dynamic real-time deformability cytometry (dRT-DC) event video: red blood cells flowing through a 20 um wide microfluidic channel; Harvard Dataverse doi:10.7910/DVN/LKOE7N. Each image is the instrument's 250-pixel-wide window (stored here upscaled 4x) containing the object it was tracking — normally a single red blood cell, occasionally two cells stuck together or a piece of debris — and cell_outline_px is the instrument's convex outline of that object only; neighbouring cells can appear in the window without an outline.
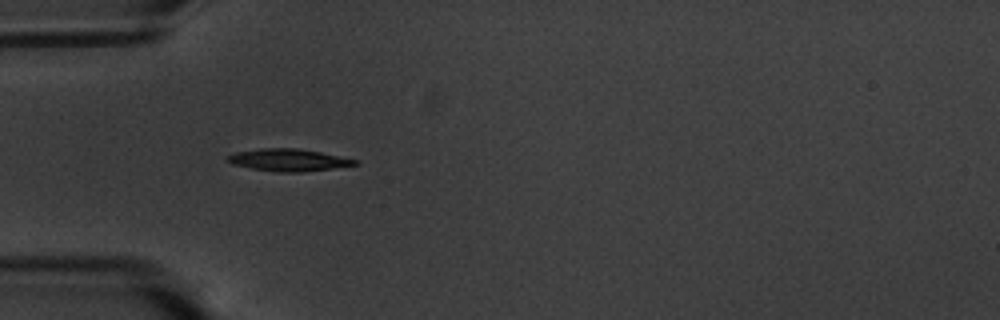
{"species": "common noctule bat (a hibernating species)", "species_latin": "Nyctalus noctula", "temperature_condition": "warm", "stored_images_in_passage": 41, "camera_frame_rate_fps": 3000, "um_per_image_px": 0.085, "animal": {"sex": "male", "body_mass_g": 20.1, "forearm_length_mm": 53.5}, "frame": {"image": 1, "passage_image": 1, "time_ms": 0.0, "image_size_px": [1000, 320], "cell_outline_px": [[360, 164], [304, 172], [276, 172], [252, 168], [232, 164], [224, 160], [224, 156], [236, 152], [260, 148], [296, 148], [320, 152], [360, 160]], "centroid_in_image_um": [24.49, 13.6], "position_along_channel_um": 60.5, "area_um2": 16.65}}
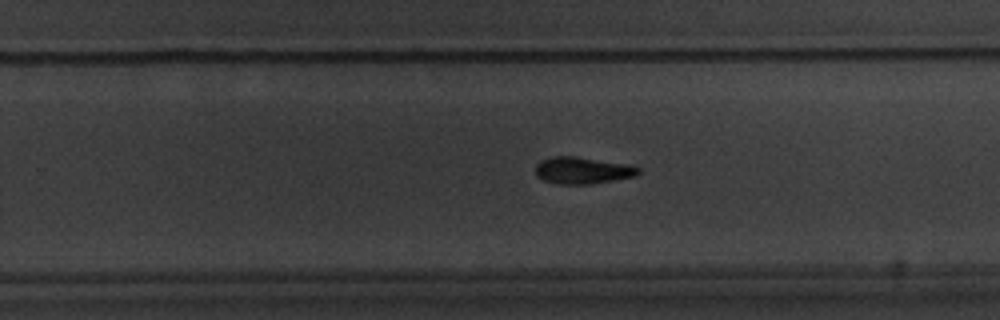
{"frame": {"image": 2, "passage_image": 20, "time_ms": 6.333, "image_size_px": [1000, 320], "cell_outline_px": [[640, 172], [636, 176], [588, 184], [556, 184], [544, 180], [536, 176], [536, 164], [540, 160], [552, 156], [572, 156], [632, 164], [640, 168]], "centroid_in_image_um": [49.52, 14.47], "position_along_channel_um": 280.3, "area_um2": 16.18}}
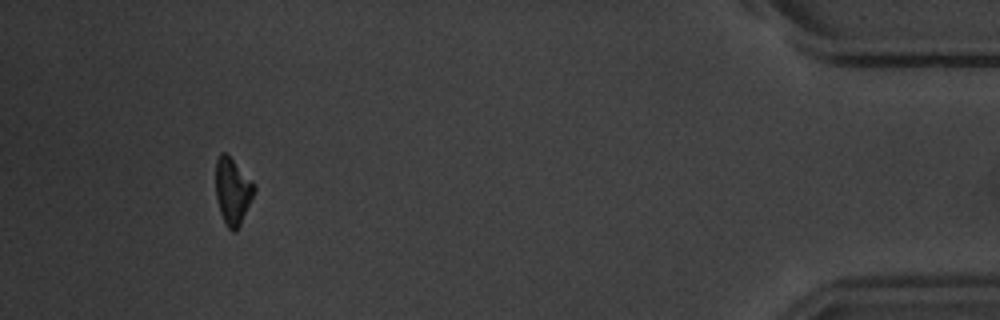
{"frame": {"image": 3, "passage_image": 37, "time_ms": 12.0, "image_size_px": [1000, 320], "cell_outline_px": [[256, 192], [236, 232], [232, 232], [228, 228], [220, 212], [216, 196], [216, 160], [220, 152], [224, 152], [256, 184]], "centroid_in_image_um": [19.79, 16.26], "position_along_channel_um": 415.4, "area_um2": 14.85}, "authors_computed_cell_mechanics": {"area_um2": 15.895, "velocity_mm_per_s": 3.5177, "shape_relaxation_time_tau1_ms": 2.8653, "shape_relaxation_time_tau2_ms": null, "deformation_change_tau1": 0.1353, "deformation_change_tau2": null}}